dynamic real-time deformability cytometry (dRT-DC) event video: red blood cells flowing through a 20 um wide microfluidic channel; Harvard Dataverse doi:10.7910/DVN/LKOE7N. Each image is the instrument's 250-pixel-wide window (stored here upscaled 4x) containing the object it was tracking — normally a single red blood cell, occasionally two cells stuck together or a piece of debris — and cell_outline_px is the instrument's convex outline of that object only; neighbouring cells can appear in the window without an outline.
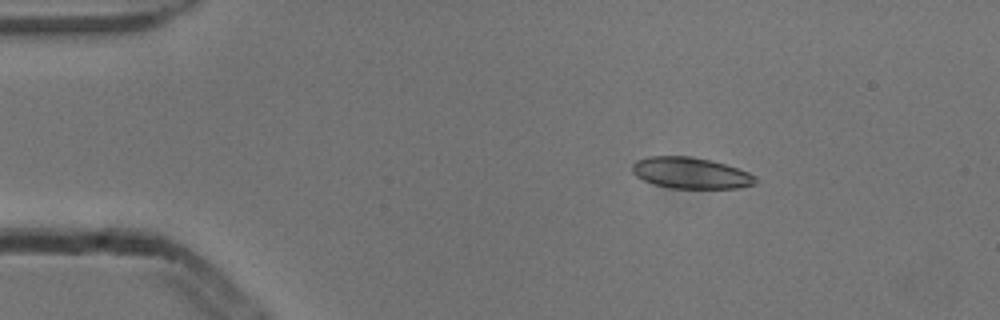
{"species": "common noctule bat (a hibernating species)", "species_latin": "Nyctalus noctula", "temperature_condition": "cold", "stored_images_in_passage": 3, "camera_frame_rate_fps": 3000, "um_per_image_px": 0.085, "animal": {"sex": "male", "body_mass_g": 13.3}, "frame": {"image": 1, "passage_image": 2, "time_ms": 0.333, "image_size_px": [1000, 320], "cell_outline_px": [[756, 184], [740, 188], [672, 188], [652, 184], [636, 176], [632, 172], [632, 164], [636, 160], [648, 156], [688, 156], [712, 160], [748, 172], [756, 176]], "centroid_in_image_um": [58.69, 14.7], "position_along_channel_um": 26.3, "area_um2": 22.48}}